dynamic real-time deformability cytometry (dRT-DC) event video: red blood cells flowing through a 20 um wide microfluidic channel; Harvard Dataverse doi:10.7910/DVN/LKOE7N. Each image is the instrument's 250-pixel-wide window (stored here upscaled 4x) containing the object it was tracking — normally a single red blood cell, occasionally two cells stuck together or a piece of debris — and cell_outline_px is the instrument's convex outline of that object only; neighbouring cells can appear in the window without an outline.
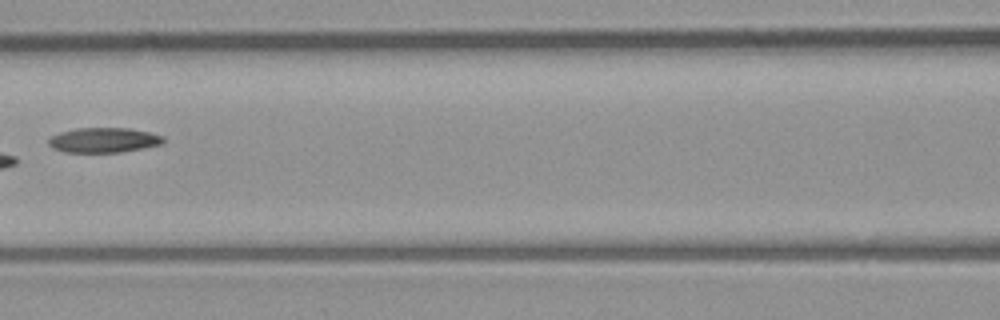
{"species": "common noctule bat (a hibernating species)", "species_latin": "Nyctalus noctula", "temperature_condition": "room temperature", "stored_images_in_passage": 9, "camera_frame_rate_fps": 3000, "um_per_image_px": 0.085, "animal": {"sex": "male", "body_mass_g": 23.1, "forearm_length_mm": 52.7}, "frame": {"image": 1, "passage_image": 7, "time_ms": 7.667, "image_size_px": [1000, 320], "cell_outline_px": [[164, 140], [160, 144], [120, 152], [64, 152], [52, 148], [48, 144], [48, 140], [52, 136], [60, 132], [76, 128], [128, 128], [148, 132], [164, 136]], "centroid_in_image_um": [8.77, 11.9], "position_along_channel_um": 157.8, "area_um2": 16.47}}
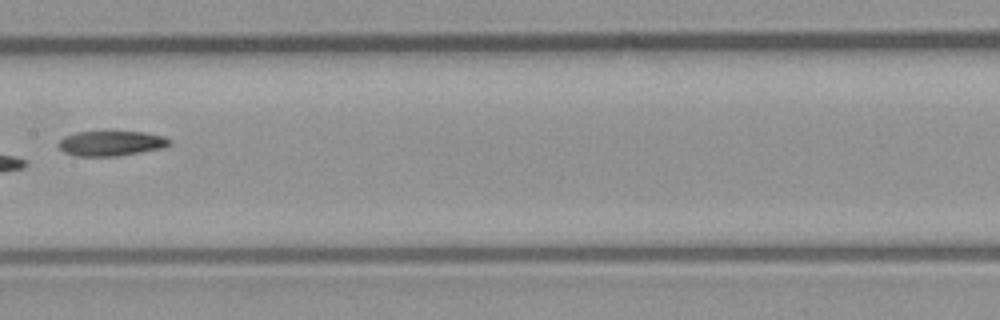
{"frame": {"image": 2, "passage_image": 8, "time_ms": 8.667, "image_size_px": [1000, 320], "cell_outline_px": [[172, 144], [164, 148], [116, 156], [76, 156], [64, 152], [56, 144], [64, 136], [76, 132], [108, 128], [144, 132], [164, 136], [172, 140]], "centroid_in_image_um": [9.45, 12.12], "position_along_channel_um": 197.9, "area_um2": 17.22}}
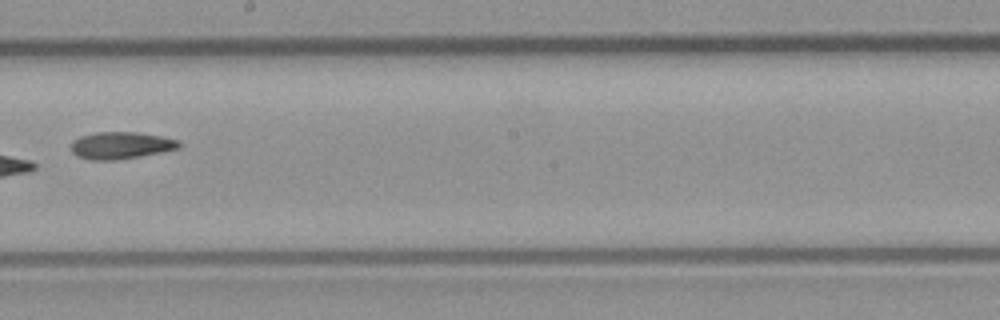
{"frame": {"image": 3, "passage_image": 9, "time_ms": 9.667, "image_size_px": [1000, 320], "cell_outline_px": [[180, 148], [140, 156], [112, 160], [92, 160], [76, 156], [72, 152], [72, 140], [80, 136], [96, 132], [136, 132], [160, 136], [176, 140], [180, 144]], "centroid_in_image_um": [10.23, 12.35], "position_along_channel_um": 238.0, "area_um2": 16.82}}